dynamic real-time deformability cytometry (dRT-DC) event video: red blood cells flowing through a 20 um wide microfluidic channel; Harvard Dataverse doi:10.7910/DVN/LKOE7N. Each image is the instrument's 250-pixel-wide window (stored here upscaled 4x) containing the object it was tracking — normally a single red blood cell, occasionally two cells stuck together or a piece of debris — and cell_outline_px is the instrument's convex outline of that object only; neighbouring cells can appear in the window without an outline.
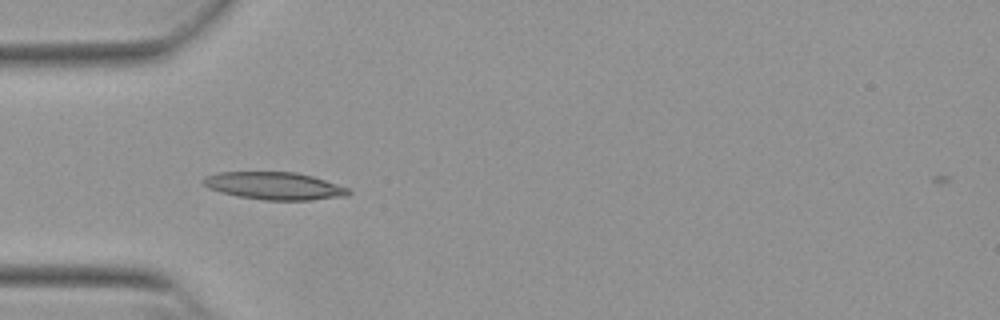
{"species": "Egyptian fruit bat (a non-hibernating species)", "species_latin": "Rousettus aegyptiacus", "temperature_condition": "warm", "stored_images_in_passage": 24, "camera_frame_rate_fps": 3000, "um_per_image_px": 0.085, "animal": {"sex": "female"}, "frame": {"image": 1, "passage_image": 1, "time_ms": 0.0, "image_size_px": [1000, 320], "cell_outline_px": [[352, 192], [348, 196], [308, 200], [264, 200], [236, 196], [220, 192], [208, 188], [200, 180], [204, 176], [216, 172], [296, 172], [312, 176], [348, 188]], "centroid_in_image_um": [23.28, 15.8], "position_along_channel_um": 61.7, "area_um2": 23.41}}
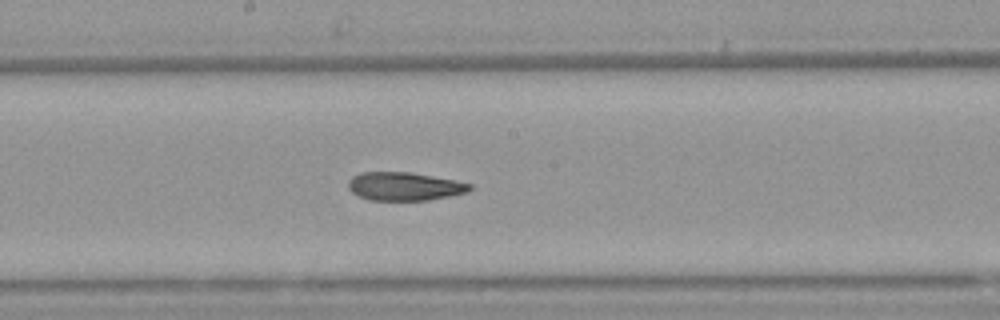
{"frame": {"image": 2, "passage_image": 13, "time_ms": 4.0, "image_size_px": [1000, 320], "cell_outline_px": [[472, 188], [468, 192], [428, 200], [368, 200], [352, 192], [348, 188], [348, 180], [352, 176], [360, 172], [408, 172], [456, 180], [472, 184]], "centroid_in_image_um": [34.36, 15.83], "position_along_channel_um": 213.8, "area_um2": 20.06}}
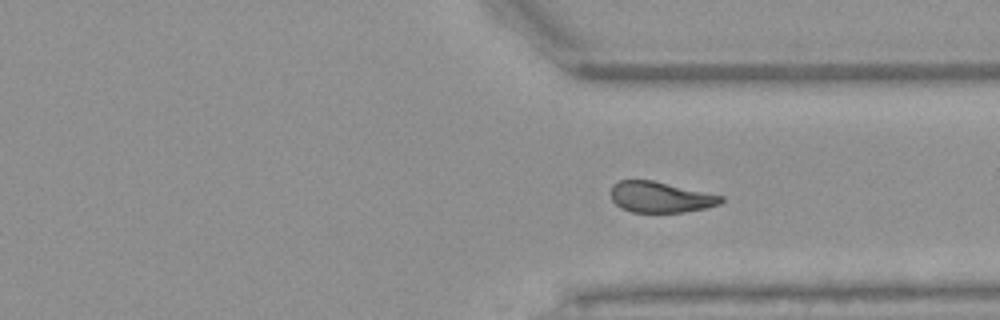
{"frame": {"image": 3, "passage_image": 24, "time_ms": 7.667, "image_size_px": [1000, 320], "cell_outline_px": [[724, 200], [720, 204], [704, 208], [684, 212], [632, 212], [620, 208], [612, 200], [612, 184], [620, 180], [652, 180], [724, 196]], "centroid_in_image_um": [56.13, 16.75], "position_along_channel_um": 355.3, "area_um2": 19.71}}